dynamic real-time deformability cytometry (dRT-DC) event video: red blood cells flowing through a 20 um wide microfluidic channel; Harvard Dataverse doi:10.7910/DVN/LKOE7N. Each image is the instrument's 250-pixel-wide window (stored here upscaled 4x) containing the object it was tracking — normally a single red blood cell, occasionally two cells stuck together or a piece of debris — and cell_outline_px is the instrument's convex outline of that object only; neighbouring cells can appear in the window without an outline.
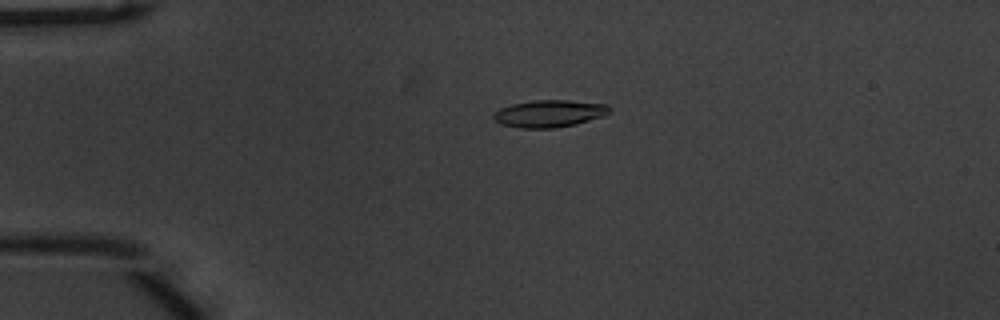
{"species": "common noctule bat (a hibernating species)", "species_latin": "Nyctalus noctula", "temperature_condition": "warm", "stored_images_in_passage": 54, "camera_frame_rate_fps": 3000, "um_per_image_px": 0.085, "animal": {"sex": "male", "body_mass_g": 20.1, "forearm_length_mm": 53.5}, "frame": {"image": 1, "passage_image": 13, "time_ms": 4.0, "image_size_px": [1000, 320], "cell_outline_px": [[612, 112], [604, 116], [576, 124], [556, 128], [520, 128], [500, 124], [492, 116], [500, 108], [512, 104], [532, 100], [568, 100], [608, 104], [612, 108]], "centroid_in_image_um": [46.75, 9.65], "position_along_channel_um": 38.3, "area_um2": 18.55}}
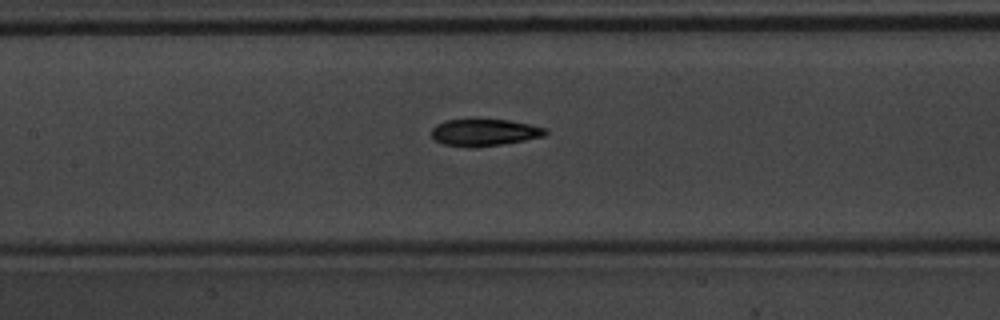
{"frame": {"image": 2, "passage_image": 26, "time_ms": 8.333, "image_size_px": [1000, 320], "cell_outline_px": [[548, 132], [544, 136], [524, 140], [500, 144], [472, 148], [468, 148], [444, 144], [436, 140], [432, 136], [432, 128], [436, 124], [444, 120], [472, 116], [480, 116], [508, 120], [528, 124], [544, 128]], "centroid_in_image_um": [41.1, 11.2], "position_along_channel_um": 166.3, "area_um2": 18.67}}
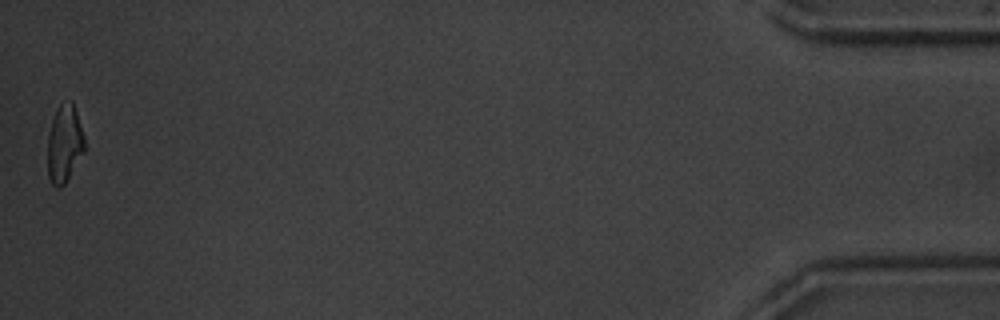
{"frame": {"image": 3, "passage_image": 54, "time_ms": 17.667, "image_size_px": [1000, 320], "cell_outline_px": [[84, 152], [64, 184], [60, 188], [56, 188], [52, 184], [48, 176], [48, 136], [52, 120], [60, 104], [72, 100], [84, 136]], "centroid_in_image_um": [5.47, 12.24], "position_along_channel_um": 429.7, "area_um2": 16.42}, "authors_computed_cell_mechanics": {"area_um2": 17.8602, "velocity_mm_per_s": 3.7853, "shape_relaxation_time_tau1_ms": 2.7777, "shape_relaxation_time_tau2_ms": 2.2738, "deformation_change_tau1": 0.1581, "deformation_change_tau2": 0.0751}}